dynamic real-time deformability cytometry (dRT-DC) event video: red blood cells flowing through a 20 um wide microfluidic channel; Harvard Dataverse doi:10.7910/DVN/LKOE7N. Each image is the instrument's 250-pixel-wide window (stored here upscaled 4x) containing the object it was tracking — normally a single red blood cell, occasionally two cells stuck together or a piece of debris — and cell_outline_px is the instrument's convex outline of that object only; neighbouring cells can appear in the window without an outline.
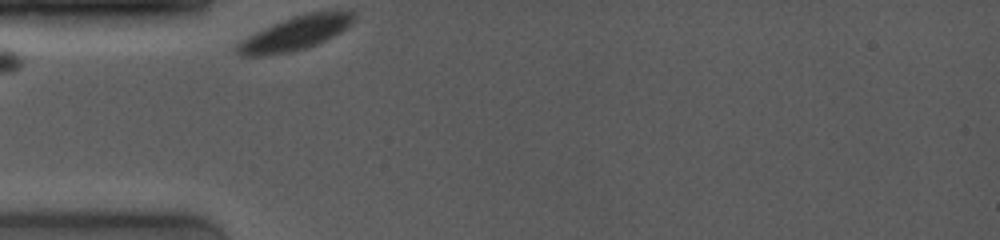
{"species": "common noctule bat (a hibernating species)", "species_latin": "Nyctalus noctula", "temperature_condition": "room temperature", "stored_images_in_passage": 3, "camera_frame_rate_fps": 4000, "um_per_image_px": 0.085, "animal": {"sex": "female", "body_mass_g": 19.0, "forearm_length_mm": 53.3}, "frame": {"image": 1, "passage_image": 1, "time_ms": 0.0, "image_size_px": [1000, 240], "cell_outline_px": [[356, 20], [348, 28], [316, 44], [304, 48], [288, 52], [260, 56], [240, 56], [236, 52], [236, 44], [240, 40], [272, 24], [292, 16], [308, 12], [352, 12], [356, 16]], "centroid_in_image_um": [25.07, 2.83], "position_along_channel_um": 59.9, "area_um2": 22.72}}